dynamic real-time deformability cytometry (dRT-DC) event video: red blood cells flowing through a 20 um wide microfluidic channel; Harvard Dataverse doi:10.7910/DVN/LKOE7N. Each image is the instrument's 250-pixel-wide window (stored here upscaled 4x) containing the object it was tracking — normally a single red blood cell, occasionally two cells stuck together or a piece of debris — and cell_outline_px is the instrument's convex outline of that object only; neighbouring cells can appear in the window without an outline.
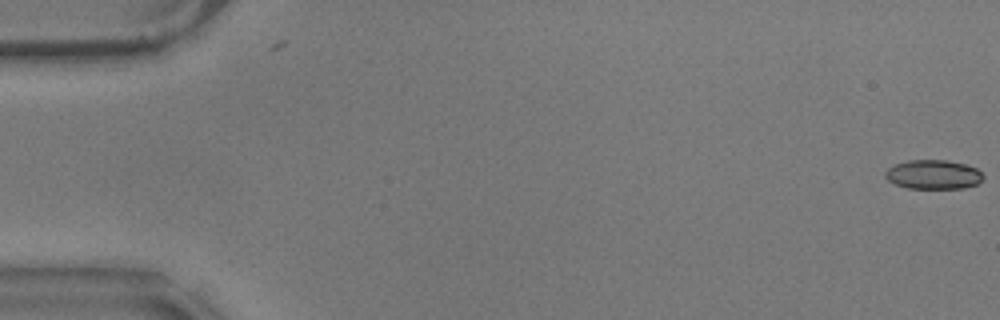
{"species": "common noctule bat (a hibernating species)", "species_latin": "Nyctalus noctula", "temperature_condition": "warm", "stored_images_in_passage": 2, "camera_frame_rate_fps": 3000, "um_per_image_px": 0.085, "animal": {"sex": "male", "body_mass_g": 17.9}, "frame": {"image": 1, "passage_image": 2, "time_ms": 0.333, "image_size_px": [1000, 320], "cell_outline_px": [[984, 180], [980, 184], [964, 188], [908, 188], [896, 184], [888, 180], [884, 176], [884, 172], [888, 168], [896, 164], [908, 160], [948, 160], [968, 164], [976, 168], [984, 176]], "centroid_in_image_um": [79.38, 14.83], "position_along_channel_um": 5.6, "area_um2": 16.88}}